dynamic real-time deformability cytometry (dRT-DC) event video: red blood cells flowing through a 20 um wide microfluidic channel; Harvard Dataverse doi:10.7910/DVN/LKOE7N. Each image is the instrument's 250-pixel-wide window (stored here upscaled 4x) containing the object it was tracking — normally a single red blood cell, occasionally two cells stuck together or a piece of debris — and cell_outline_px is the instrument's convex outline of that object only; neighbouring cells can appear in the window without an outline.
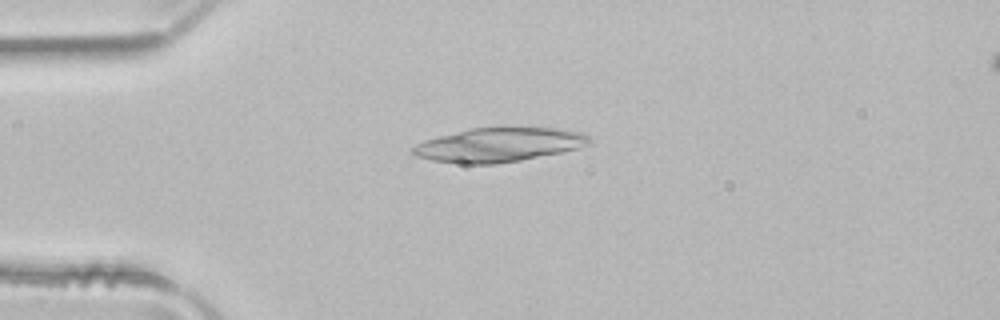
{"species": "common noctule bat (a hibernating species)", "species_latin": "Nyctalus noctula", "temperature_condition": "room temperature", "stored_images_in_passage": 38, "camera_frame_rate_fps": 3000, "um_per_image_px": 0.085, "animal": {"sex": "male", "body_mass_g": 21.5, "forearm_length_mm": 52.0}, "frame": {"image": 1, "passage_image": 1, "time_ms": 0.0, "image_size_px": [1000, 320], "cell_outline_px": [[592, 140], [588, 144], [576, 148], [560, 152], [520, 160], [496, 164], [460, 164], [432, 160], [416, 156], [408, 152], [416, 144], [424, 140], [472, 128], [552, 128], [584, 132]], "centroid_in_image_um": [42.36, 12.32], "position_along_channel_um": 42.6, "area_um2": 34.74}}
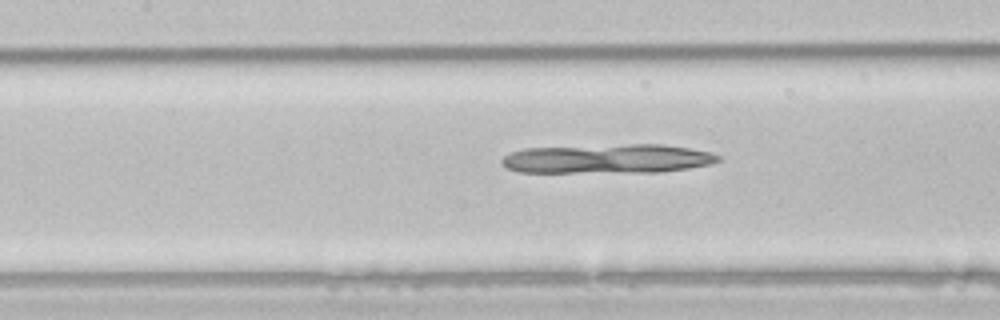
{"frame": {"image": 2, "passage_image": 11, "time_ms": 3.333, "image_size_px": [1000, 320], "cell_outline_px": [[720, 160], [708, 164], [688, 168], [660, 172], [520, 172], [504, 168], [500, 164], [500, 160], [508, 152], [524, 148], [628, 144], [664, 144], [712, 152], [720, 156]], "centroid_in_image_um": [51.58, 13.49], "position_along_channel_um": 155.8, "area_um2": 37.11}}
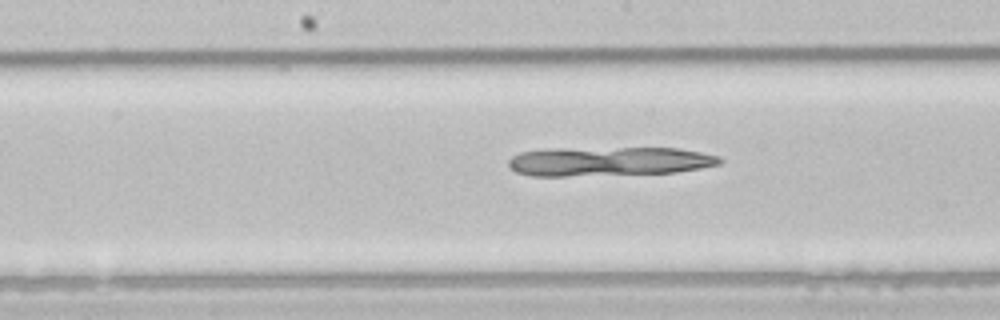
{"frame": {"image": 3, "passage_image": 14, "time_ms": 4.333, "image_size_px": [1000, 320], "cell_outline_px": [[724, 160], [720, 164], [700, 168], [676, 172], [564, 176], [532, 176], [516, 172], [508, 164], [508, 160], [512, 156], [520, 152], [540, 148], [676, 148], [700, 152], [720, 156]], "centroid_in_image_um": [51.72, 13.7], "position_along_channel_um": 196.5, "area_um2": 36.07}}